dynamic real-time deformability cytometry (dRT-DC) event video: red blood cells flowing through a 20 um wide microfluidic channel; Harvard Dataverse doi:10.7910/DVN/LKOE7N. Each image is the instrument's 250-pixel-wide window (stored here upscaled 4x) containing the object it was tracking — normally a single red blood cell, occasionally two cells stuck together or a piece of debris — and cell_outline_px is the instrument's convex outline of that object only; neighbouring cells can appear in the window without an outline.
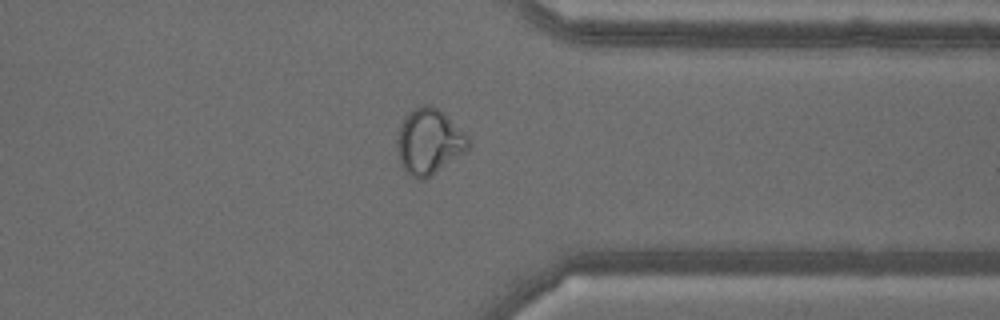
{"species": "common noctule bat (a hibernating species)", "species_latin": "Nyctalus noctula", "temperature_condition": "warm", "stored_images_in_passage": 50, "camera_frame_rate_fps": 3000, "um_per_image_px": 0.085, "animal": {"sex": "male", "body_mass_g": 18.8}, "frame": {"image": 1, "passage_image": 43, "time_ms": 14.0, "image_size_px": [1000, 320], "cell_outline_px": [[472, 144], [468, 152], [424, 180], [416, 180], [404, 172], [400, 168], [396, 148], [396, 140], [400, 124], [404, 116], [408, 112], [424, 104], [432, 104], [444, 112], [468, 136]], "centroid_in_image_um": [36.47, 12.07], "position_along_channel_um": 374.9, "area_um2": 28.21}, "authors_computed_cell_mechanics": {"area_um2": 27.3105, "velocity_mm_per_s": 3.6541, "shape_relaxation_time_tau1_ms": null, "shape_relaxation_time_tau2_ms": 1.1916, "deformation_change_tau1": null, "deformation_change_tau2": 0.0794}}